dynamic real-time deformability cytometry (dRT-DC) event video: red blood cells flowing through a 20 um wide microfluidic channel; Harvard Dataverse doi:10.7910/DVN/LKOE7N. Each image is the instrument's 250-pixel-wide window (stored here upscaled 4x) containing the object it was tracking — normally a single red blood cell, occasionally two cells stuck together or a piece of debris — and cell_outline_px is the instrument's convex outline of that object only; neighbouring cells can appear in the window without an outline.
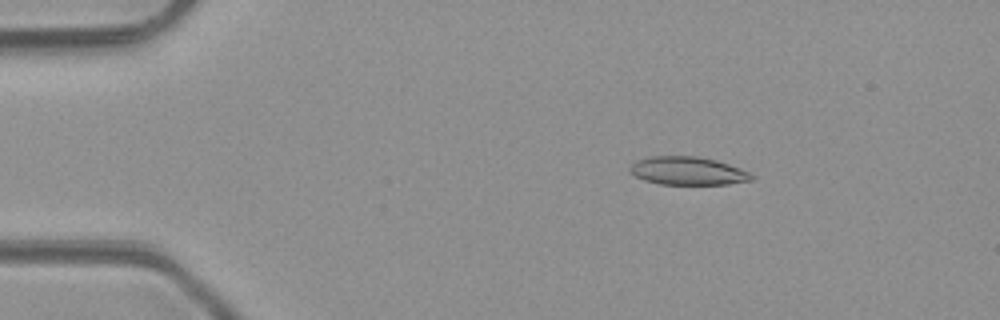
{"species": "common noctule bat (a hibernating species)", "species_latin": "Nyctalus noctula", "temperature_condition": "room temperature", "stored_images_in_passage": 3, "camera_frame_rate_fps": 3000, "um_per_image_px": 0.085, "animal": {"sex": "male", "body_mass_g": 23.1, "forearm_length_mm": 52.7}, "frame": {"image": 1, "passage_image": 2, "time_ms": 1.333, "image_size_px": [1000, 320], "cell_outline_px": [[756, 176], [752, 180], [728, 184], [660, 184], [644, 180], [636, 176], [628, 168], [636, 160], [648, 156], [696, 156], [716, 160], [740, 168]], "centroid_in_image_um": [58.46, 14.52], "position_along_channel_um": 26.5, "area_um2": 19.94}}